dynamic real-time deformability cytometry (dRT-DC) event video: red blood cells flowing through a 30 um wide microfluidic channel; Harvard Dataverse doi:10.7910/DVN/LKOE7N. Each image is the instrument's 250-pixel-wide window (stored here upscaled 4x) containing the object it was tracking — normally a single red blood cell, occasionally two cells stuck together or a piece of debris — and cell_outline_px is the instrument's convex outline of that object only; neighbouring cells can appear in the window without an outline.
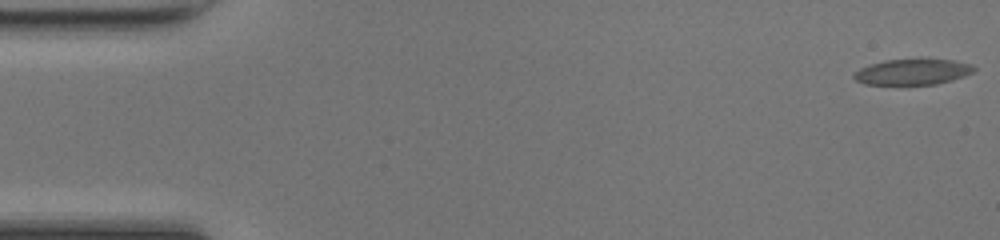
{"species": "common noctule bat (a hibernating species)", "species_latin": "Nyctalus noctula", "temperature_condition": "room temperature", "stored_images_in_passage": 49, "camera_frame_rate_fps": 3000, "um_per_image_px": 0.085, "animal": {"sex": "female", "body_mass_g": 17.0, "forearm_length_mm": 48.0}, "frame": {"image": 1, "passage_image": 1, "time_ms": 0.0, "image_size_px": [1000, 240], "cell_outline_px": [[976, 68], [972, 72], [964, 76], [952, 80], [936, 84], [908, 88], [864, 84], [856, 80], [852, 76], [860, 68], [868, 64], [884, 60], [920, 56], [924, 56], [952, 60], [972, 64]], "centroid_in_image_um": [77.55, 6.11], "position_along_channel_um": 7.5, "area_um2": 19.83}}
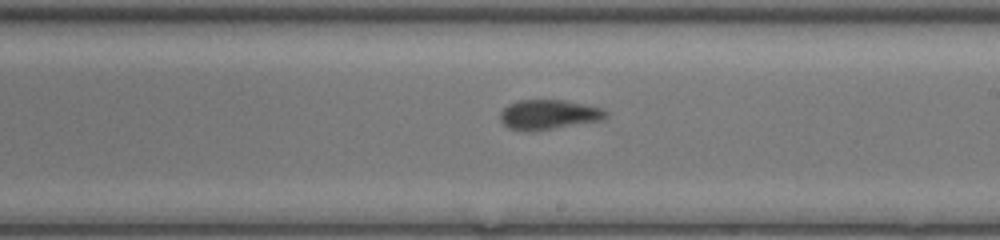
{"frame": {"image": 2, "passage_image": 28, "time_ms": 9.0, "image_size_px": [1000, 240], "cell_outline_px": [[608, 116], [600, 120], [552, 128], [508, 128], [500, 120], [500, 112], [508, 104], [520, 100], [564, 100], [584, 104], [600, 108], [608, 112]], "centroid_in_image_um": [46.65, 9.69], "position_along_channel_um": 242.4, "area_um2": 17.46}}
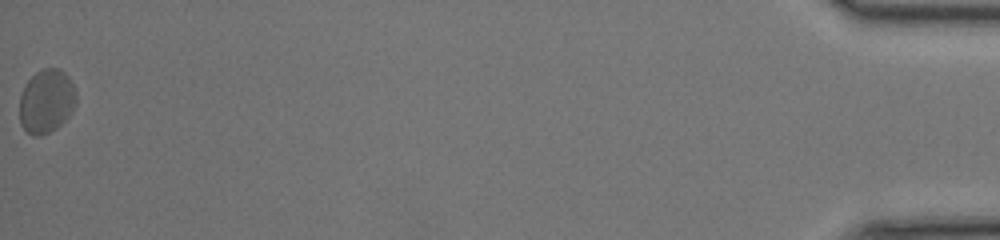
{"frame": {"image": 3, "passage_image": 49, "time_ms": 16.0, "image_size_px": [1000, 240], "cell_outline_px": [[76, 104], [72, 112], [56, 128], [40, 136], [32, 136], [20, 124], [20, 96], [28, 80], [36, 72], [44, 68], [60, 68], [68, 76], [76, 92]], "centroid_in_image_um": [3.95, 8.6], "position_along_channel_um": 431.2, "area_um2": 20.98}, "authors_computed_cell_mechanics": {"area_um2": 18.9006, "velocity_mm_per_s": 4.2578, "shape_relaxation_time_tau1_ms": null, "shape_relaxation_time_tau2_ms": 2.107, "deformation_change_tau1": null, "deformation_change_tau2": 0.0912}}